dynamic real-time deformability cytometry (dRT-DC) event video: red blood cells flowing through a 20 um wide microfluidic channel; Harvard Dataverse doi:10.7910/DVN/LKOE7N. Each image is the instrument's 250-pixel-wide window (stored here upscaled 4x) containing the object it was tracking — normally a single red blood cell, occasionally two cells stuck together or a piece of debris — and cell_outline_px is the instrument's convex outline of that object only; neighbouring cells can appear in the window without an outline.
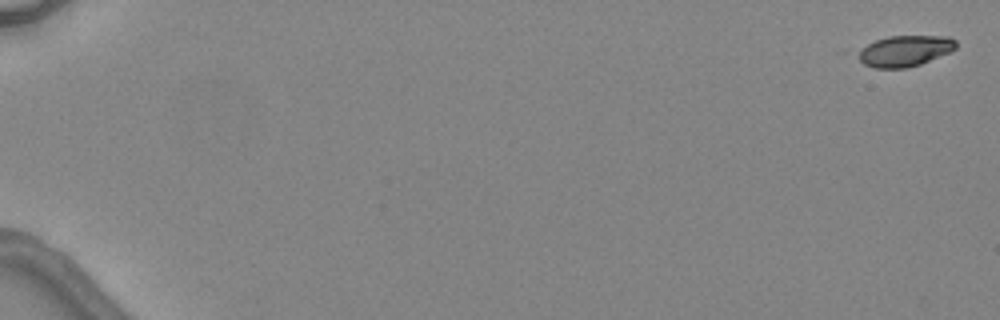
{"species": "common noctule bat (a hibernating species)", "species_latin": "Nyctalus noctula", "temperature_condition": "warm", "stored_images_in_passage": 5, "camera_frame_rate_fps": 3000, "um_per_image_px": 0.085, "animal": {"sex": "female", "body_mass_g": 24.6, "forearm_length_mm": 56.2}, "frame": {"image": 1, "passage_image": 1, "time_ms": 0.0, "image_size_px": [1000, 320], "cell_outline_px": [[956, 48], [948, 52], [920, 64], [904, 68], [876, 68], [864, 64], [860, 60], [856, 52], [868, 44], [876, 40], [888, 36], [948, 36], [956, 40]], "centroid_in_image_um": [76.89, 4.32], "position_along_channel_um": 8.1, "area_um2": 17.46}}